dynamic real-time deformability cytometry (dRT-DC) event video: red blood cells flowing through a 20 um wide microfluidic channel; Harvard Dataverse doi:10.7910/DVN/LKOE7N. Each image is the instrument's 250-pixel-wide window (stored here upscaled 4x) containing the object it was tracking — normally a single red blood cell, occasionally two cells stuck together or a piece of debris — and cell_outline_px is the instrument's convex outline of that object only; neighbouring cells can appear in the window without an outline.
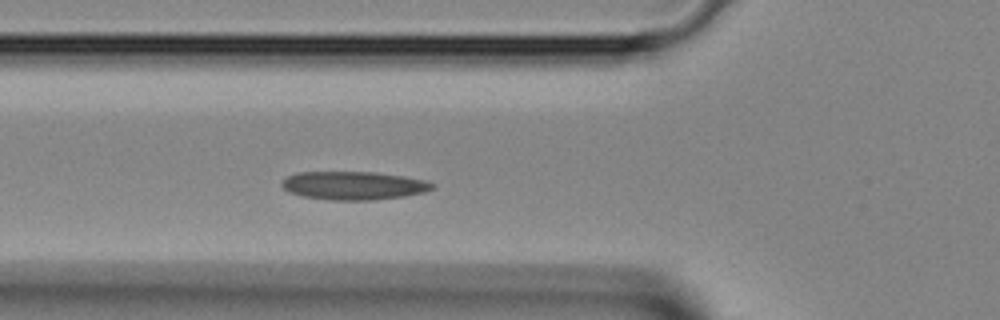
{"species": "Egyptian fruit bat (a non-hibernating species)", "species_latin": "Rousettus aegyptiacus", "temperature_condition": "room temperature", "stored_images_in_passage": 26, "camera_frame_rate_fps": 3000, "um_per_image_px": 0.085, "animal": {"sex": "female"}, "frame": {"image": 1, "passage_image": 5, "time_ms": 1.333, "image_size_px": [1000, 320], "cell_outline_px": [[436, 188], [424, 192], [404, 196], [372, 200], [332, 200], [300, 196], [288, 192], [280, 184], [288, 176], [296, 172], [376, 172], [404, 176], [424, 180], [436, 184]], "centroid_in_image_um": [30.07, 15.77], "position_along_channel_um": 95.7, "area_um2": 24.97}}
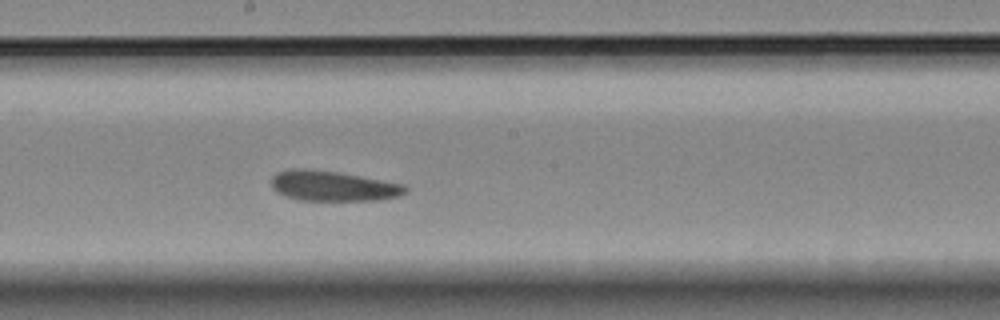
{"frame": {"image": 2, "passage_image": 13, "time_ms": 4.0, "image_size_px": [1000, 320], "cell_outline_px": [[408, 192], [400, 196], [380, 200], [300, 200], [276, 192], [272, 188], [272, 176], [276, 172], [292, 168], [304, 168], [336, 172], [404, 184], [408, 188]], "centroid_in_image_um": [28.31, 15.81], "position_along_channel_um": 219.9, "area_um2": 23.52}}
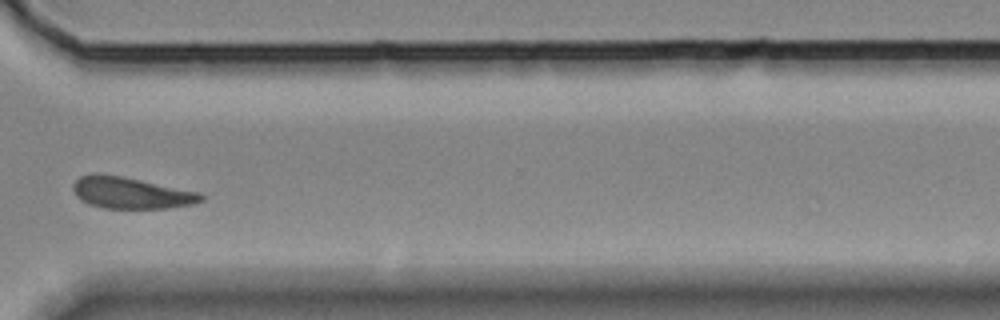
{"frame": {"image": 3, "passage_image": 22, "time_ms": 7.0, "image_size_px": [1000, 320], "cell_outline_px": [[204, 200], [192, 204], [168, 208], [104, 208], [88, 204], [80, 200], [76, 196], [72, 188], [72, 184], [80, 176], [92, 172], [96, 172], [120, 176], [200, 192], [204, 196]], "centroid_in_image_um": [11.09, 16.39], "position_along_channel_um": 359.5, "area_um2": 23.58}}